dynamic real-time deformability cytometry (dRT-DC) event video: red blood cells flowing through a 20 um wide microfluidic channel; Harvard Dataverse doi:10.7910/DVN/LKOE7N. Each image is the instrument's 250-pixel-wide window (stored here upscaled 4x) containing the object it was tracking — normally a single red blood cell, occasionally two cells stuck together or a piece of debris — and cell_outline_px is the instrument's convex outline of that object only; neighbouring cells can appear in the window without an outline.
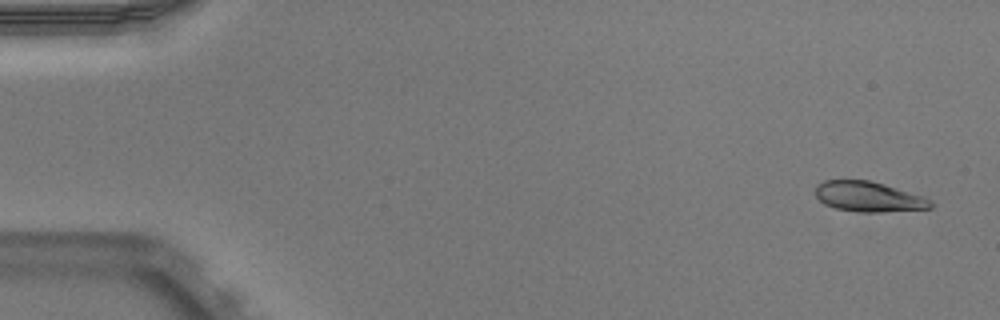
{"species": "Egyptian fruit bat (a non-hibernating species)", "species_latin": "Rousettus aegyptiacus", "temperature_condition": "warm", "stored_images_in_passage": 51, "camera_frame_rate_fps": 3000, "um_per_image_px": 0.085, "animal": {"sex": "male"}, "frame": {"image": 1, "passage_image": 2, "time_ms": 0.333, "image_size_px": [1000, 320], "cell_outline_px": [[932, 208], [880, 212], [860, 212], [836, 208], [824, 204], [816, 196], [816, 184], [824, 180], [868, 180], [884, 184], [924, 196], [932, 204]], "centroid_in_image_um": [73.8, 16.71], "position_along_channel_um": 11.2, "area_um2": 20.11}}
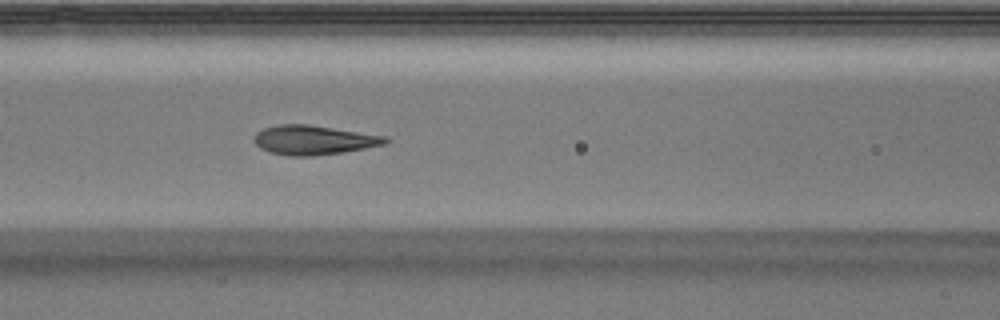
{"frame": {"image": 2, "passage_image": 22, "time_ms": 7.0, "image_size_px": [1000, 320], "cell_outline_px": [[388, 144], [344, 152], [312, 156], [292, 156], [272, 152], [260, 148], [252, 140], [256, 132], [264, 128], [276, 124], [308, 124], [388, 136]], "centroid_in_image_um": [26.68, 11.89], "position_along_channel_um": 139.9, "area_um2": 22.6}}
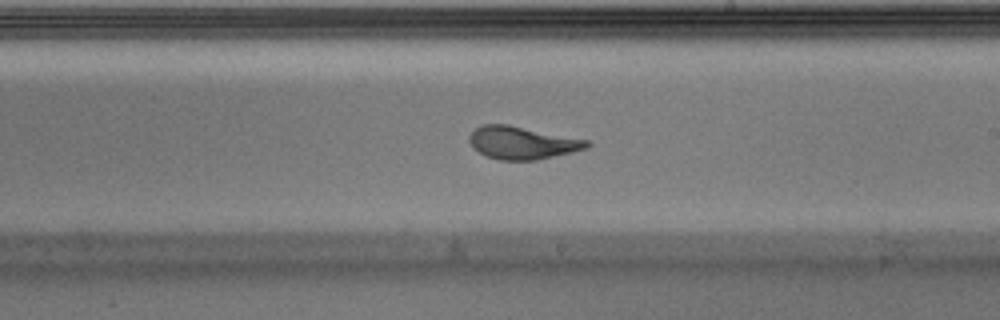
{"frame": {"image": 3, "passage_image": 30, "time_ms": 9.667, "image_size_px": [1000, 320], "cell_outline_px": [[592, 144], [588, 148], [572, 152], [536, 160], [500, 160], [488, 156], [480, 152], [468, 140], [468, 136], [476, 128], [484, 124], [508, 124], [588, 140]], "centroid_in_image_um": [44.42, 12.13], "position_along_channel_um": 244.6, "area_um2": 22.2}, "authors_computed_cell_mechanics": {"area_um2": 22.1952, "velocity_mm_per_s": 3.9385, "shape_relaxation_time_tau1_ms": 3.9796, "shape_relaxation_time_tau2_ms": 0.8427, "deformation_change_tau1": 0.2041, "deformation_change_tau2": 0.0631}}